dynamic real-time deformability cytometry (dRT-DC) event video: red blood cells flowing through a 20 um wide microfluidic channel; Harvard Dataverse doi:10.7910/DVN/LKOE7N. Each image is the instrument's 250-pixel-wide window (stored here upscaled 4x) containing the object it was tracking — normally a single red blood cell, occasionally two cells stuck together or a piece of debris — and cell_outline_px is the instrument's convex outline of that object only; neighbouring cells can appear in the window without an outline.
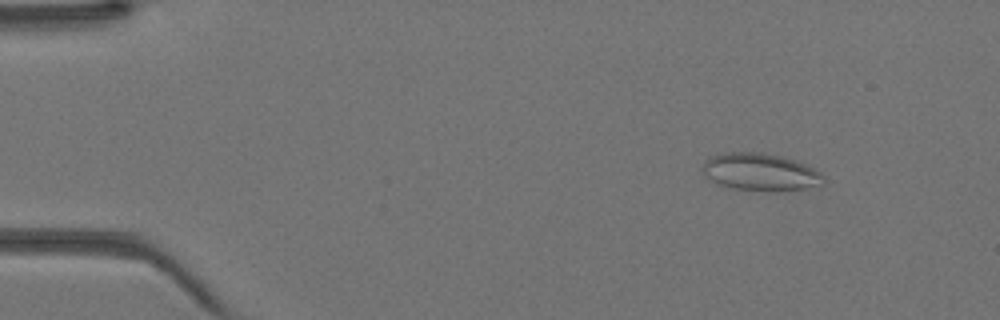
{"species": "Egyptian fruit bat (a non-hibernating species)", "species_latin": "Rousettus aegyptiacus", "temperature_condition": "warm", "stored_images_in_passage": 44, "camera_frame_rate_fps": 3000, "um_per_image_px": 0.085, "animal": {"sex": "female"}, "frame": {"image": 1, "passage_image": 6, "time_ms": 1.667, "image_size_px": [1000, 320], "cell_outline_px": [[824, 184], [804, 188], [732, 188], [716, 184], [700, 168], [704, 160], [712, 156], [728, 152], [756, 152], [780, 156], [796, 160], [808, 164], [820, 172], [824, 176]], "centroid_in_image_um": [64.61, 14.56], "position_along_channel_um": 20.4, "area_um2": 25.49}}
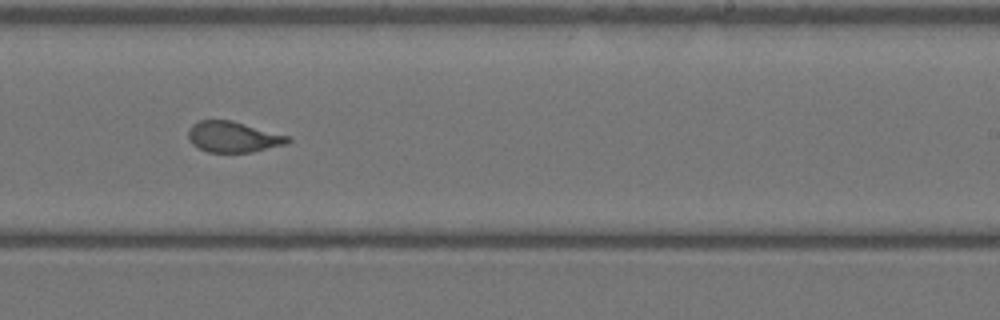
{"frame": {"image": 2, "passage_image": 28, "time_ms": 9.0, "image_size_px": [1000, 320], "cell_outline_px": [[292, 140], [288, 144], [252, 152], [208, 152], [192, 144], [188, 140], [188, 128], [192, 124], [200, 120], [232, 120], [292, 136]], "centroid_in_image_um": [19.86, 11.63], "position_along_channel_um": 269.1, "area_um2": 18.21}}
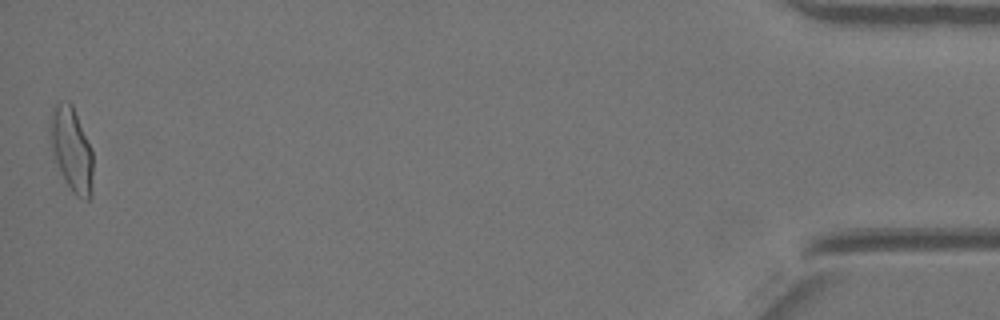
{"frame": {"image": 3, "passage_image": 44, "time_ms": 14.333, "image_size_px": [1000, 320], "cell_outline_px": [[92, 196], [88, 200], [84, 200], [76, 196], [72, 192], [56, 160], [52, 148], [48, 132], [48, 120], [52, 108], [60, 100], [68, 100], [72, 104], [92, 148]], "centroid_in_image_um": [6.07, 12.63], "position_along_channel_um": 429.1, "area_um2": 21.15}}